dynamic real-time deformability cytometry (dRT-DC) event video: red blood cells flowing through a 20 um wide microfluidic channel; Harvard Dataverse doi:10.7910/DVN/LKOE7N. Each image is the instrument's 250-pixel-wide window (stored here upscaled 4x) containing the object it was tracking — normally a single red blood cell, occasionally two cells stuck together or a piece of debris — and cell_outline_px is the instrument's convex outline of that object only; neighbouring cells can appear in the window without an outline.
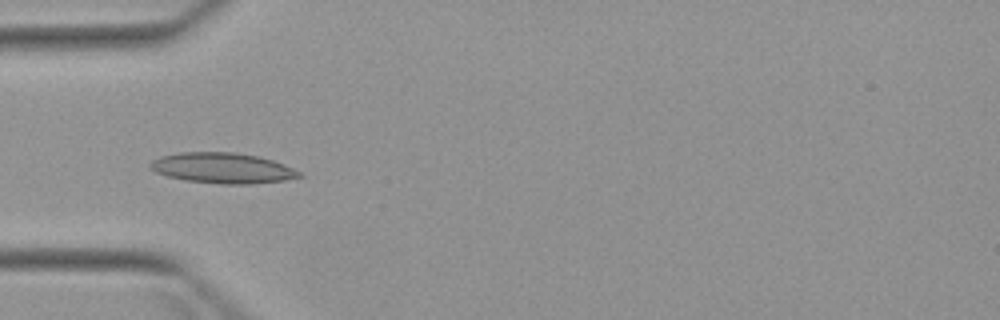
{"species": "Egyptian fruit bat (a non-hibernating species)", "species_latin": "Rousettus aegyptiacus", "temperature_condition": "warm", "stored_images_in_passage": 6, "camera_frame_rate_fps": 3000, "um_per_image_px": 0.085, "animal": {"sex": "female"}, "frame": {"image": 1, "passage_image": 4, "time_ms": 3.667, "image_size_px": [1000, 320], "cell_outline_px": [[304, 176], [284, 180], [252, 184], [220, 184], [184, 180], [168, 176], [156, 172], [148, 168], [148, 164], [152, 160], [160, 156], [180, 152], [236, 152], [260, 156], [284, 164], [300, 172]], "centroid_in_image_um": [18.9, 14.28], "position_along_channel_um": 66.1, "area_um2": 26.7}}
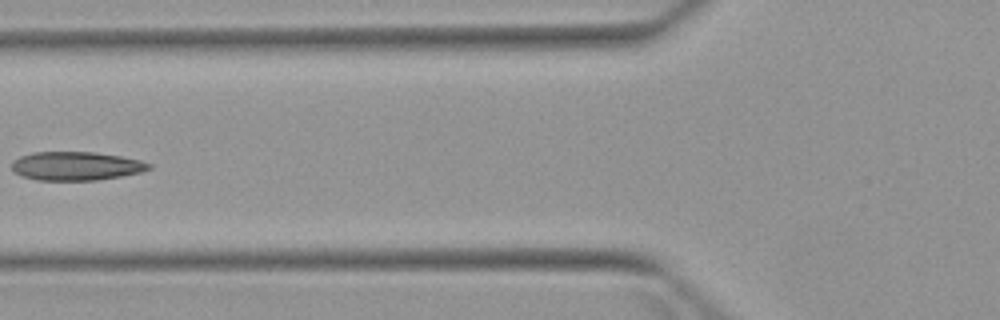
{"frame": {"image": 2, "passage_image": 5, "time_ms": 5.0, "image_size_px": [1000, 320], "cell_outline_px": [[152, 168], [140, 172], [120, 176], [96, 180], [36, 180], [20, 176], [12, 168], [12, 164], [20, 156], [32, 152], [92, 152], [120, 156], [140, 160], [152, 164]], "centroid_in_image_um": [6.47, 14.11], "position_along_channel_um": 119.3, "area_um2": 22.77}}
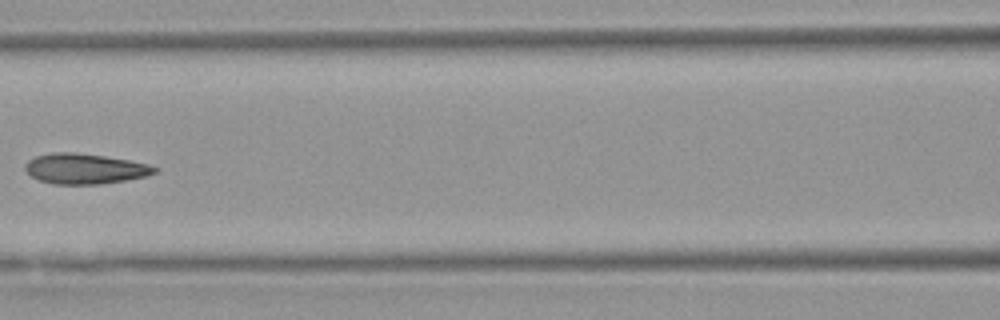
{"frame": {"image": 3, "passage_image": 6, "time_ms": 6.0, "image_size_px": [1000, 320], "cell_outline_px": [[160, 168], [156, 172], [144, 176], [124, 180], [100, 184], [52, 184], [40, 180], [32, 176], [24, 168], [24, 164], [28, 160], [36, 156], [52, 152], [76, 152], [104, 156], [128, 160], [148, 164]], "centroid_in_image_um": [7.19, 14.33], "position_along_channel_um": 159.4, "area_um2": 22.77}}